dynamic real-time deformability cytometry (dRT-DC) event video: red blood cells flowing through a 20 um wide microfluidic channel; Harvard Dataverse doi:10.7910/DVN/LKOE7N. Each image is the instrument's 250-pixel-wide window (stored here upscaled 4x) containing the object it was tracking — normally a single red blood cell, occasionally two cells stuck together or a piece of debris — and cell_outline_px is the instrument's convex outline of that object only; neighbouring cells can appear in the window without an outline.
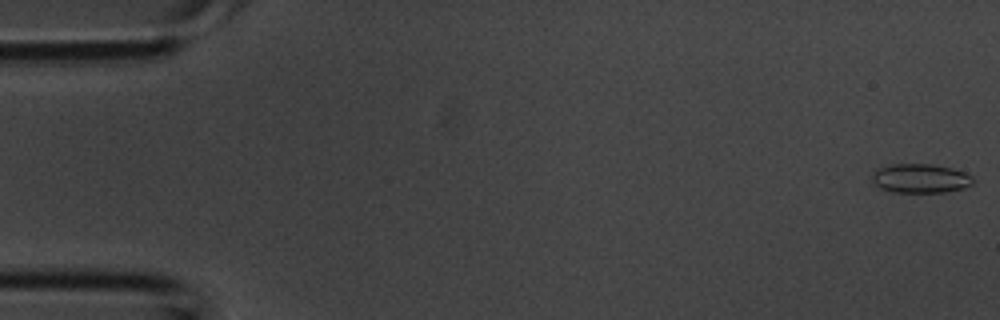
{"species": "common noctule bat (a hibernating species)", "species_latin": "Nyctalus noctula", "temperature_condition": "room temperature", "stored_images_in_passage": 38, "camera_frame_rate_fps": 3000, "um_per_image_px": 0.085, "animal": {"sex": "male", "body_mass_g": 20.1, "forearm_length_mm": 53.5}, "frame": {"image": 1, "passage_image": 1, "time_ms": 0.0, "image_size_px": [1000, 320], "cell_outline_px": [[972, 184], [964, 188], [944, 192], [892, 192], [880, 188], [872, 180], [872, 172], [876, 168], [892, 164], [932, 164], [952, 168], [964, 172], [972, 176]], "centroid_in_image_um": [78.21, 15.16], "position_along_channel_um": 6.8, "area_um2": 17.17}}
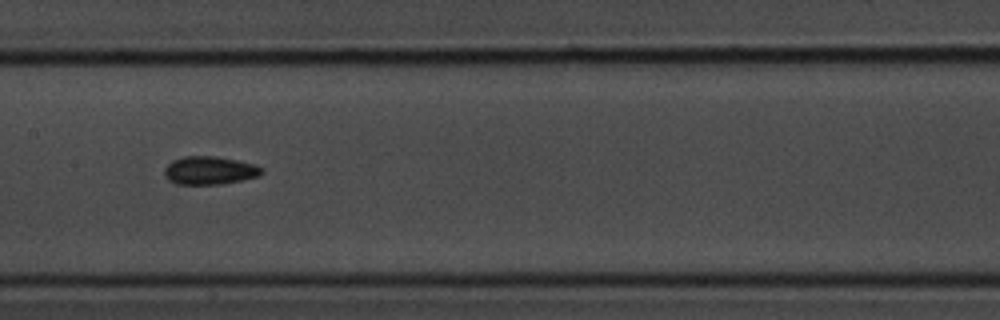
{"frame": {"image": 2, "passage_image": 19, "time_ms": 6.0, "image_size_px": [1000, 320], "cell_outline_px": [[264, 172], [260, 176], [220, 184], [176, 184], [168, 180], [164, 176], [164, 168], [172, 160], [184, 156], [216, 156], [256, 164], [264, 168]], "centroid_in_image_um": [17.82, 14.48], "position_along_channel_um": 189.6, "area_um2": 16.13}}
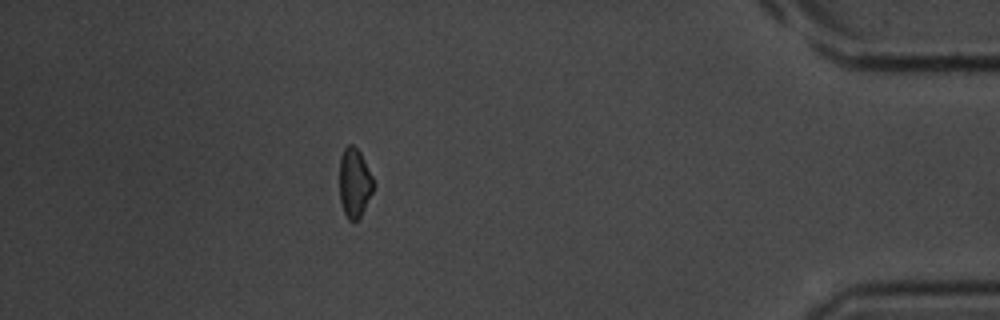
{"frame": {"image": 3, "passage_image": 34, "time_ms": 11.0, "image_size_px": [1000, 320], "cell_outline_px": [[376, 184], [360, 216], [356, 220], [348, 220], [344, 212], [340, 200], [340, 156], [344, 148], [348, 144], [352, 144], [360, 152]], "centroid_in_image_um": [30.13, 15.51], "position_along_channel_um": 405.1, "area_um2": 13.58}}